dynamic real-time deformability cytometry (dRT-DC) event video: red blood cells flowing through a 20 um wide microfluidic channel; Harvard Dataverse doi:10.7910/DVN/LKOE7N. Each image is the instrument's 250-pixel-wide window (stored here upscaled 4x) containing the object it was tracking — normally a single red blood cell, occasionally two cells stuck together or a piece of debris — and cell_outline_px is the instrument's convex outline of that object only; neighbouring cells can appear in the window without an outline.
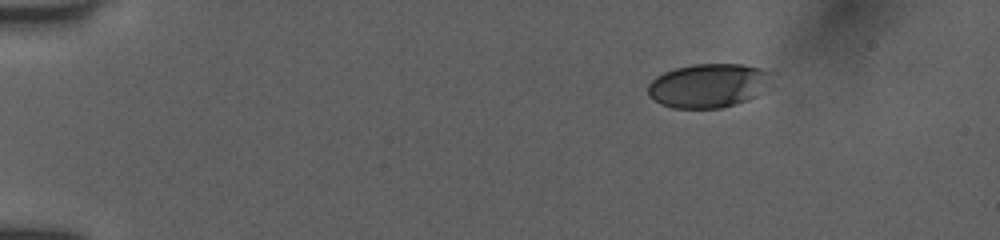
{"species": "human", "species_latin": "Homo sapiens", "temperature_condition": "room temperature", "stored_images_in_passage": 6, "camera_frame_rate_fps": 3000, "um_per_image_px": 0.085, "donor": {"sex": "female"}, "frame": {"image": 1, "passage_image": 1, "time_ms": 0.0, "image_size_px": [1000, 240], "cell_outline_px": [[764, 72], [752, 96], [748, 100], [720, 108], [672, 108], [660, 104], [648, 92], [648, 84], [656, 76], [664, 72], [676, 68], [692, 64], [744, 64], [760, 68]], "centroid_in_image_um": [59.97, 7.28], "position_along_channel_um": 25.0, "area_um2": 30.0}}
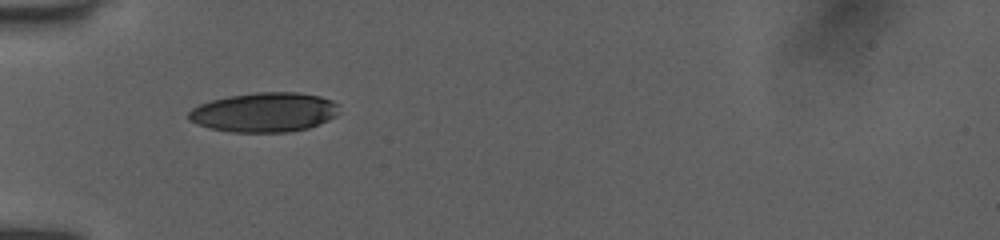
{"frame": {"image": 2, "passage_image": 5, "time_ms": 3.333, "image_size_px": [1000, 240], "cell_outline_px": [[336, 116], [328, 120], [308, 128], [288, 132], [232, 132], [208, 128], [196, 124], [188, 120], [188, 112], [192, 108], [200, 104], [212, 100], [228, 96], [256, 92], [300, 92], [320, 96], [332, 100], [336, 104]], "centroid_in_image_um": [22.43, 9.54], "position_along_channel_um": 62.6, "area_um2": 34.68}}
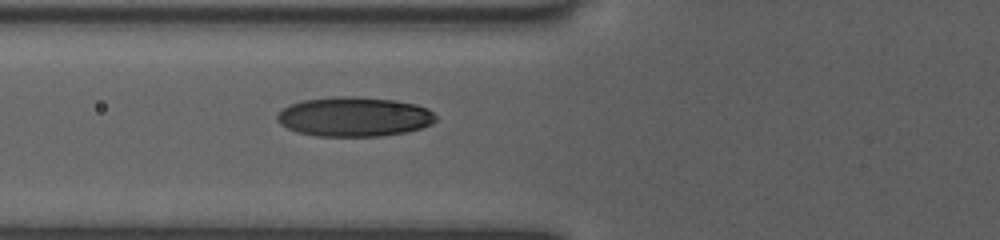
{"frame": {"image": 3, "passage_image": 6, "time_ms": 4.333, "image_size_px": [1000, 240], "cell_outline_px": [[436, 120], [432, 124], [408, 132], [380, 136], [316, 136], [296, 132], [280, 124], [276, 120], [276, 116], [284, 108], [300, 100], [332, 96], [356, 96], [396, 100], [416, 104], [428, 108], [436, 116]], "centroid_in_image_um": [30.11, 9.91], "position_along_channel_um": 95.7, "area_um2": 36.88}}